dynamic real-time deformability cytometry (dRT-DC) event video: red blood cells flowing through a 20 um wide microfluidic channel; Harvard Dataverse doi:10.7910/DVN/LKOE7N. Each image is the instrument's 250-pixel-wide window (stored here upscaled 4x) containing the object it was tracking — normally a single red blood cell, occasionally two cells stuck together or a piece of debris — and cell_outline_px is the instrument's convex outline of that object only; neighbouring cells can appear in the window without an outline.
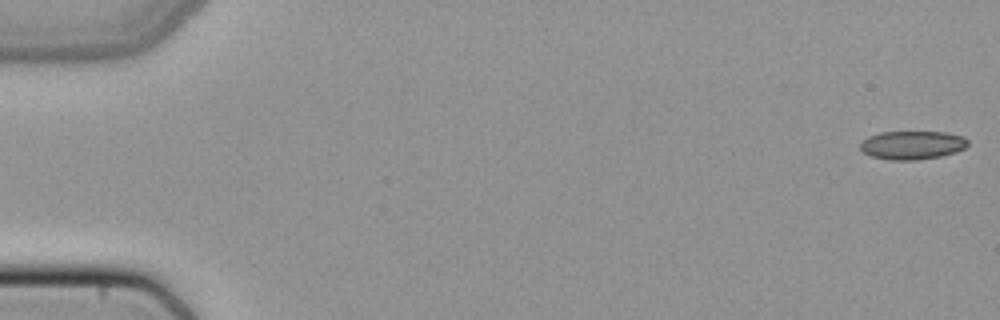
{"species": "common noctule bat (a hibernating species)", "species_latin": "Nyctalus noctula", "temperature_condition": "cold", "stored_images_in_passage": 51, "camera_frame_rate_fps": 3000, "um_per_image_px": 0.085, "animal": {"sex": "female", "body_mass_g": 22.7, "forearm_length_mm": 54.2}, "frame": {"image": 1, "passage_image": 1, "time_ms": 0.0, "image_size_px": [1000, 320], "cell_outline_px": [[968, 144], [964, 148], [956, 152], [940, 156], [916, 160], [888, 160], [872, 156], [864, 152], [860, 148], [860, 144], [868, 136], [880, 132], [948, 132], [964, 136], [968, 140]], "centroid_in_image_um": [77.56, 12.33], "position_along_channel_um": 7.4, "area_um2": 17.92}}
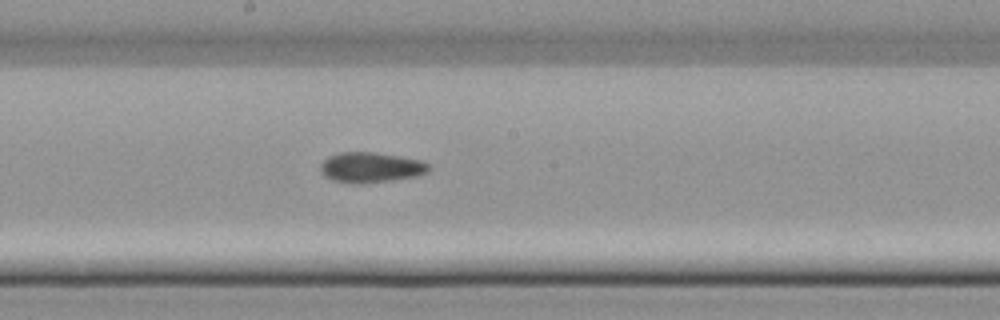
{"frame": {"image": 2, "passage_image": 28, "time_ms": 9.0, "image_size_px": [1000, 320], "cell_outline_px": [[432, 168], [428, 172], [420, 176], [392, 180], [332, 180], [324, 176], [320, 172], [320, 164], [328, 156], [340, 152], [372, 152], [400, 156], [420, 160], [428, 164]], "centroid_in_image_um": [31.57, 14.18], "position_along_channel_um": 216.6, "area_um2": 18.44}}
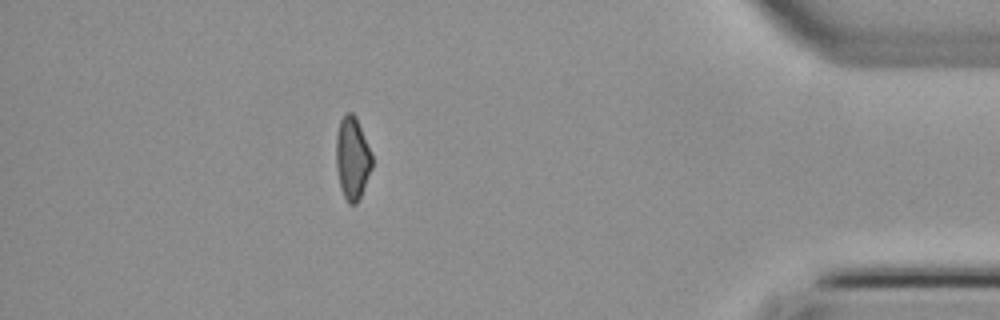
{"frame": {"image": 3, "passage_image": 45, "time_ms": 14.667, "image_size_px": [1000, 320], "cell_outline_px": [[372, 168], [360, 196], [356, 204], [348, 204], [340, 188], [336, 168], [336, 136], [340, 120], [344, 112], [352, 112], [356, 116], [372, 152]], "centroid_in_image_um": [29.94, 13.41], "position_along_channel_um": 405.3, "area_um2": 17.51}}